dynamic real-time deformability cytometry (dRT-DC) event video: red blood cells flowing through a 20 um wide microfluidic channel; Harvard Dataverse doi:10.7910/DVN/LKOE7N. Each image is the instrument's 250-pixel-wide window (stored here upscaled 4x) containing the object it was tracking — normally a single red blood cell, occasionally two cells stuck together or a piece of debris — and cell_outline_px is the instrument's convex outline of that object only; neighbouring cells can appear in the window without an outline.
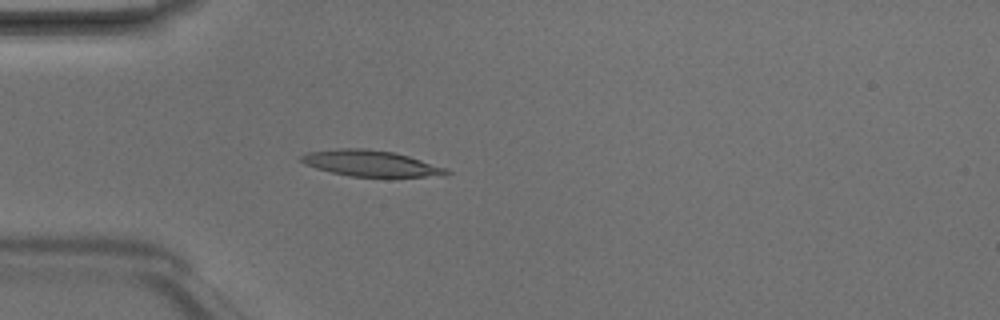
{"species": "Egyptian fruit bat (a non-hibernating species)", "species_latin": "Rousettus aegyptiacus", "temperature_condition": "room temperature", "stored_images_in_passage": 4, "camera_frame_rate_fps": 3000, "um_per_image_px": 0.085, "animal": {"sex": "male"}, "frame": {"image": 1, "passage_image": 4, "time_ms": 1.0, "image_size_px": [1000, 320], "cell_outline_px": [[452, 172], [444, 176], [352, 176], [332, 172], [316, 168], [304, 164], [300, 160], [300, 156], [308, 152], [340, 148], [364, 148], [396, 152], [448, 168]], "centroid_in_image_um": [31.55, 13.87], "position_along_channel_um": 53.5, "area_um2": 21.96}}